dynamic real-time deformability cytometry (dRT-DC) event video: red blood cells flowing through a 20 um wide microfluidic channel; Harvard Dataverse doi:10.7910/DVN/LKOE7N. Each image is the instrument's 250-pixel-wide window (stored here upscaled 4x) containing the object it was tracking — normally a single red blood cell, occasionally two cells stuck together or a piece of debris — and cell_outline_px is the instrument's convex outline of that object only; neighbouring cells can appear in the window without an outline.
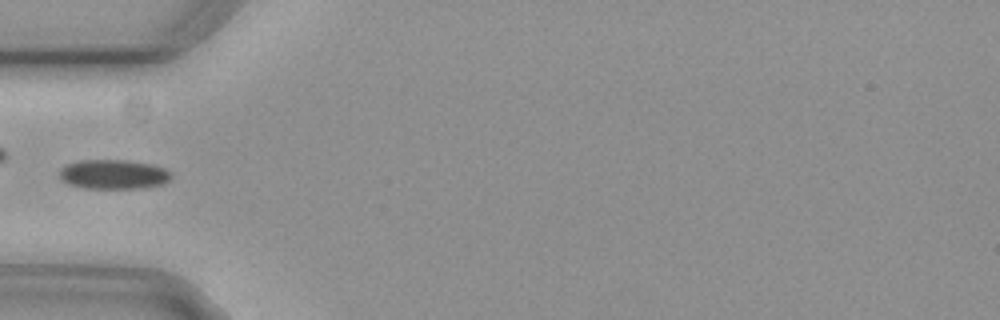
{"species": "common noctule bat (a hibernating species)", "species_latin": "Nyctalus noctula", "temperature_condition": "cold", "stored_images_in_passage": 6, "camera_frame_rate_fps": 3000, "um_per_image_px": 0.085, "animal": {"sex": "female", "body_mass_g": 29.2, "forearm_length_mm": 56.3}, "frame": {"image": 1, "passage_image": 6, "time_ms": 1.667, "image_size_px": [1000, 320], "cell_outline_px": [[172, 176], [164, 184], [144, 188], [84, 188], [68, 184], [60, 180], [60, 168], [76, 160], [124, 160], [152, 164], [164, 168]], "centroid_in_image_um": [9.62, 14.82], "position_along_channel_um": 75.4, "area_um2": 19.25}}